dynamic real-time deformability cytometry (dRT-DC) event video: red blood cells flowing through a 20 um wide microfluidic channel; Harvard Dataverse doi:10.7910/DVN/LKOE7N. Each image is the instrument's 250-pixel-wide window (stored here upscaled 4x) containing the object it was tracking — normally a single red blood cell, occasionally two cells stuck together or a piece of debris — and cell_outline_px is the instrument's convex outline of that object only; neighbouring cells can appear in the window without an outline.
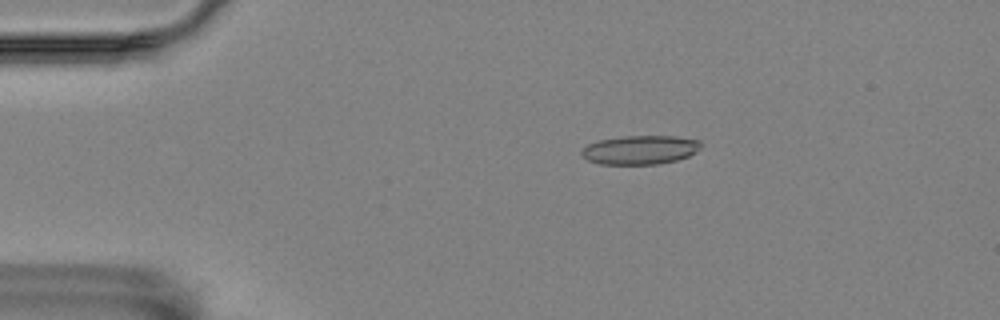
{"species": "Egyptian fruit bat (a non-hibernating species)", "species_latin": "Rousettus aegyptiacus", "temperature_condition": "room temperature", "stored_images_in_passage": 6, "camera_frame_rate_fps": 3000, "um_per_image_px": 0.085, "animal": {"sex": "female"}, "frame": {"image": 1, "passage_image": 3, "time_ms": 0.667, "image_size_px": [1000, 320], "cell_outline_px": [[700, 148], [696, 152], [688, 156], [676, 160], [656, 164], [600, 164], [588, 160], [580, 156], [580, 152], [588, 144], [600, 140], [624, 136], [676, 136], [700, 140]], "centroid_in_image_um": [54.4, 12.74], "position_along_channel_um": 30.6, "area_um2": 20.06}}
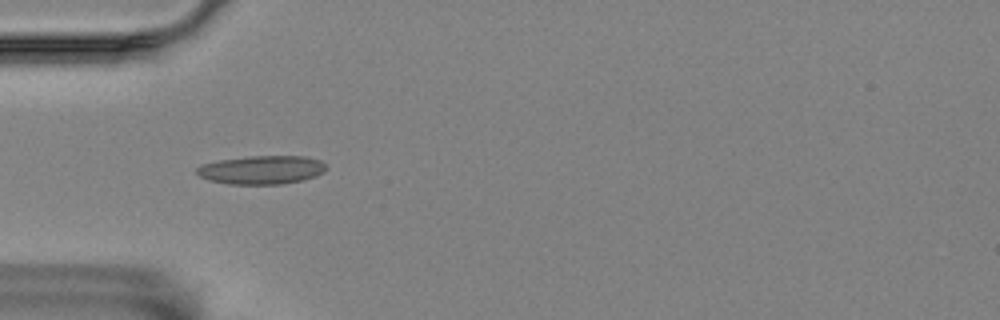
{"frame": {"image": 2, "passage_image": 5, "time_ms": 1.333, "image_size_px": [1000, 320], "cell_outline_px": [[328, 168], [324, 172], [316, 176], [300, 180], [280, 184], [228, 184], [208, 180], [200, 176], [196, 172], [196, 168], [200, 164], [220, 160], [248, 156], [304, 156], [320, 160]], "centroid_in_image_um": [22.22, 14.43], "position_along_channel_um": 62.8, "area_um2": 21.56}}
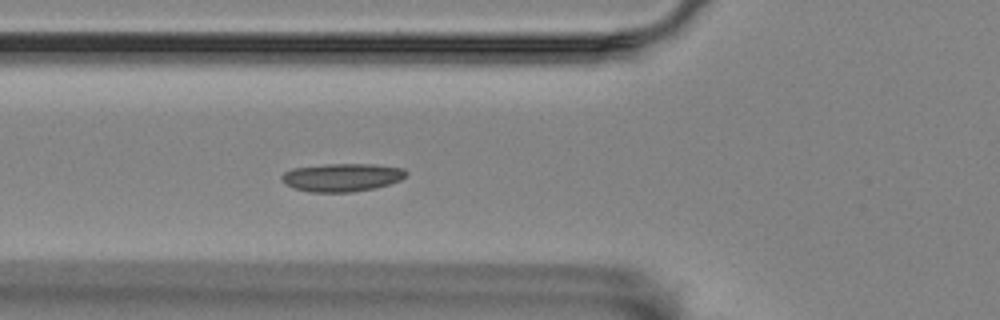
{"frame": {"image": 3, "passage_image": 6, "time_ms": 1.667, "image_size_px": [1000, 320], "cell_outline_px": [[408, 172], [400, 180], [376, 188], [352, 192], [308, 192], [292, 188], [284, 184], [280, 176], [284, 172], [292, 168], [324, 164], [372, 164], [404, 168]], "centroid_in_image_um": [29.02, 15.08], "position_along_channel_um": 96.8, "area_um2": 20.58}}